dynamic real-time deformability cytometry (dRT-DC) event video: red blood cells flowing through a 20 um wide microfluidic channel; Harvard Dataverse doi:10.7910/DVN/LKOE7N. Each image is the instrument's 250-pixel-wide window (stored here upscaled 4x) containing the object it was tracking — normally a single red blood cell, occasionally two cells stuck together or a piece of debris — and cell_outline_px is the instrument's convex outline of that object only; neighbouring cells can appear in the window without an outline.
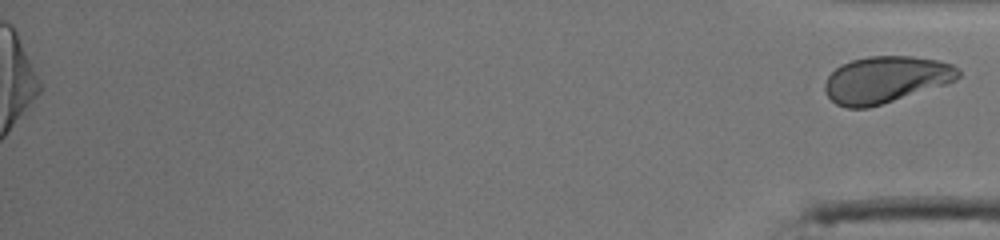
{"species": "human", "species_latin": "Homo sapiens", "temperature_condition": "cold", "stored_images_in_passage": 54, "segment_of_instrument_passage": [2, 2], "camera_frame_rate_fps": 3000, "um_per_image_px": 0.085, "donor": {"sex": "male"}, "frame": {"image": 1, "passage_image": 54, "time_ms": 17.667, "image_size_px": [1000, 240], "cell_outline_px": [[960, 76], [956, 80], [948, 84], [868, 108], [844, 108], [836, 104], [828, 96], [824, 88], [824, 84], [828, 76], [836, 68], [852, 60], [868, 56], [912, 56], [940, 60], [952, 64], [960, 68]], "centroid_in_image_um": [75.33, 6.76], "position_along_channel_um": 359.9, "area_um2": 36.47}}